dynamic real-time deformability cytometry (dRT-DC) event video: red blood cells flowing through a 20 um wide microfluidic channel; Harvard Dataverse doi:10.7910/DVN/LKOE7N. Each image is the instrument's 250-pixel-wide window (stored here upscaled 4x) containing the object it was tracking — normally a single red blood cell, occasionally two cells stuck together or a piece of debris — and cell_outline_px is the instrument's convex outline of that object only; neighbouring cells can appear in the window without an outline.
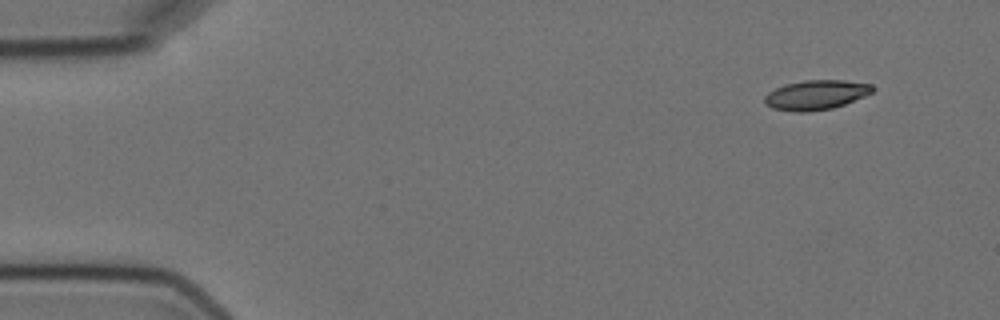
{"species": "Egyptian fruit bat (a non-hibernating species)", "species_latin": "Rousettus aegyptiacus", "temperature_condition": "cold", "stored_images_in_passage": 5, "camera_frame_rate_fps": 3000, "um_per_image_px": 0.085, "animal": {"sex": "female"}, "frame": {"image": 1, "passage_image": 1, "time_ms": 0.0, "image_size_px": [1000, 320], "cell_outline_px": [[876, 88], [872, 92], [864, 96], [844, 104], [832, 108], [808, 112], [792, 112], [772, 108], [764, 104], [764, 96], [768, 92], [784, 84], [804, 80], [844, 80], [872, 84]], "centroid_in_image_um": [69.33, 8.06], "position_along_channel_um": 15.7, "area_um2": 18.79}}
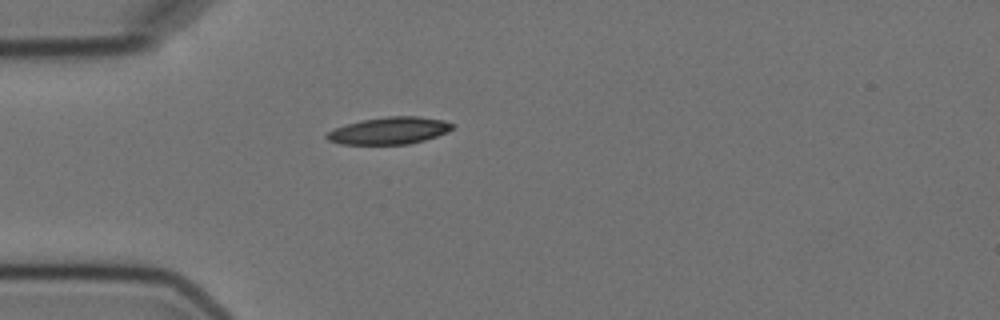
{"frame": {"image": 2, "passage_image": 4, "time_ms": 3.667, "image_size_px": [1000, 320], "cell_outline_px": [[452, 128], [448, 132], [424, 140], [408, 144], [340, 144], [328, 140], [324, 136], [328, 132], [336, 128], [360, 120], [388, 116], [420, 116], [440, 120], [452, 124]], "centroid_in_image_um": [33.06, 11.11], "position_along_channel_um": 51.9, "area_um2": 19.59}}